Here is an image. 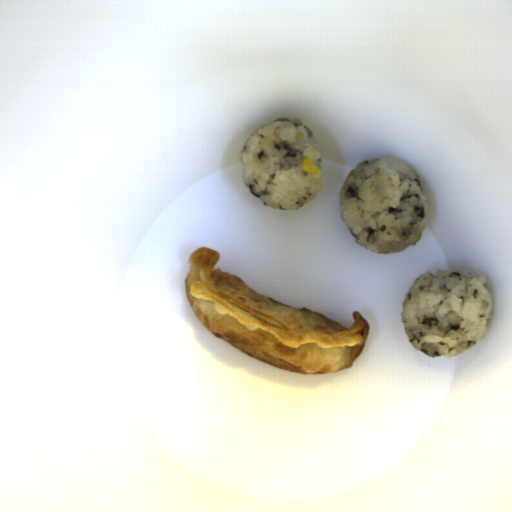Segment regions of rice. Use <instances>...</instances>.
<instances>
[{"label":"rice","instance_id":"652b925c","mask_svg":"<svg viewBox=\"0 0 512 512\" xmlns=\"http://www.w3.org/2000/svg\"><path fill=\"white\" fill-rule=\"evenodd\" d=\"M339 211L357 244L383 255L416 245L430 218L414 169L392 157L365 159L348 173Z\"/></svg>","mask_w":512,"mask_h":512},{"label":"rice","instance_id":"023b6e5f","mask_svg":"<svg viewBox=\"0 0 512 512\" xmlns=\"http://www.w3.org/2000/svg\"><path fill=\"white\" fill-rule=\"evenodd\" d=\"M494 302L486 276L461 270L422 273L402 300L401 323L413 347L454 358L483 341Z\"/></svg>","mask_w":512,"mask_h":512},{"label":"rice","instance_id":"8eca5e8b","mask_svg":"<svg viewBox=\"0 0 512 512\" xmlns=\"http://www.w3.org/2000/svg\"><path fill=\"white\" fill-rule=\"evenodd\" d=\"M305 156H311L319 174L302 170ZM239 157L243 182L263 206L301 209L324 188L323 160L314 133L296 119H278L260 127L245 142Z\"/></svg>","mask_w":512,"mask_h":512}]
</instances>
